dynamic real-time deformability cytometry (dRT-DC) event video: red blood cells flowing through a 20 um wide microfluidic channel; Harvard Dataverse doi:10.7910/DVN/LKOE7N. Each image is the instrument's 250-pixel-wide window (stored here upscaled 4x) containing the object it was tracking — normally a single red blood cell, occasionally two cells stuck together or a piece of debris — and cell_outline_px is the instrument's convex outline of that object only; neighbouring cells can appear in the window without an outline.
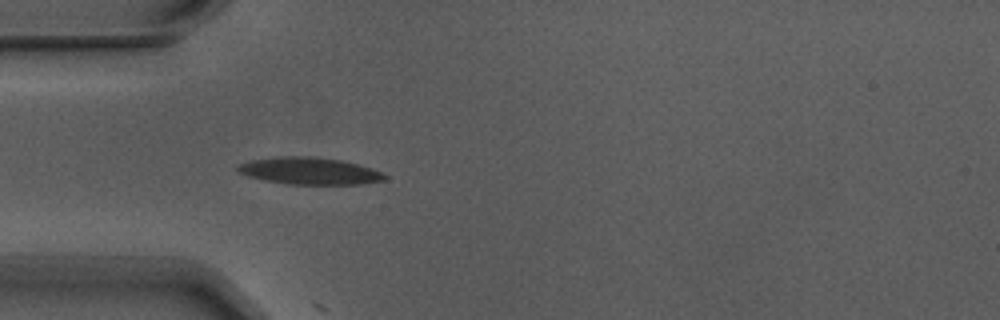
{"species": "Egyptian fruit bat (a non-hibernating species)", "species_latin": "Rousettus aegyptiacus", "temperature_condition": "warm", "stored_images_in_passage": 3, "camera_frame_rate_fps": 3000, "um_per_image_px": 0.085, "animal": {"sex": "male"}, "frame": {"image": 1, "passage_image": 3, "time_ms": 0.667, "image_size_px": [1000, 320], "cell_outline_px": [[388, 180], [360, 184], [288, 184], [264, 180], [248, 176], [240, 172], [236, 168], [240, 164], [252, 160], [280, 156], [312, 156], [340, 160], [372, 168], [388, 176]], "centroid_in_image_um": [26.34, 14.53], "position_along_channel_um": 58.7, "area_um2": 23.0}}